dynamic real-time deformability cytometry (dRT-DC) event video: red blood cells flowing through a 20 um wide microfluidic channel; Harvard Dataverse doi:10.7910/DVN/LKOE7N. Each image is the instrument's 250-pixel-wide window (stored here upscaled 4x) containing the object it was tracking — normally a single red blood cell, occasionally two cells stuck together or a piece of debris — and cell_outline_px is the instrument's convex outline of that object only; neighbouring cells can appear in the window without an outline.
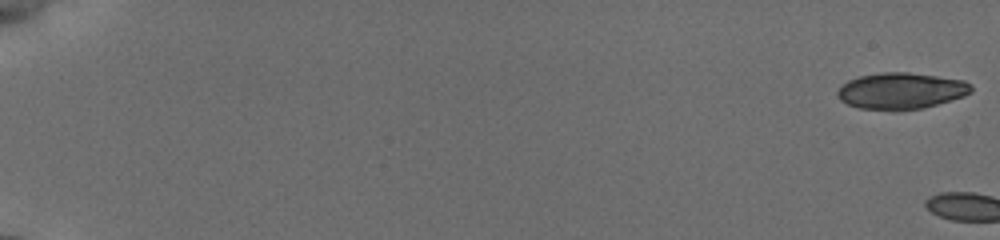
{"species": "common noctule bat (a hibernating species)", "species_latin": "Nyctalus noctula", "temperature_condition": "cold", "stored_images_in_passage": 3, "camera_frame_rate_fps": 3000, "um_per_image_px": 0.085, "animal": {"sex": "female", "body_mass_g": 19.5, "forearm_length_mm": 54.1}, "frame": {"image": 1, "passage_image": 1, "time_ms": 0.0, "image_size_px": [1000, 240], "cell_outline_px": [[972, 92], [964, 96], [936, 104], [920, 108], [896, 112], [892, 112], [860, 108], [848, 104], [840, 100], [836, 96], [836, 92], [848, 80], [860, 76], [880, 72], [908, 72], [964, 80], [972, 84]], "centroid_in_image_um": [76.57, 7.74], "position_along_channel_um": 8.4, "area_um2": 28.61}}